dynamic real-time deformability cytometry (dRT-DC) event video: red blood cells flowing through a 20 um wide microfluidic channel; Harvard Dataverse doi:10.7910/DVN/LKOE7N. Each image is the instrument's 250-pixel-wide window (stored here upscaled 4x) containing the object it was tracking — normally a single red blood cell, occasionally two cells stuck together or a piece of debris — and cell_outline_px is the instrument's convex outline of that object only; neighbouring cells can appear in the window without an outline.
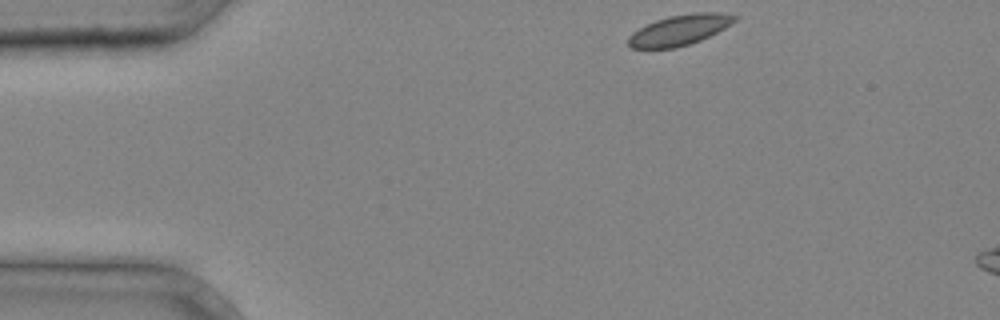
{"species": "common noctule bat (a hibernating species)", "species_latin": "Nyctalus noctula", "temperature_condition": "cold", "stored_images_in_passage": 3, "camera_frame_rate_fps": 3000, "um_per_image_px": 0.085, "animal": {"sex": "male", "body_mass_g": 20.4}, "frame": {"image": 1, "passage_image": 1, "time_ms": 0.0, "image_size_px": [1000, 320], "cell_outline_px": [[740, 16], [736, 20], [724, 28], [700, 40], [676, 48], [628, 48], [628, 36], [632, 32], [656, 20], [668, 16], [692, 12], [720, 12]], "centroid_in_image_um": [57.76, 2.54], "position_along_channel_um": 27.2, "area_um2": 18.84}}